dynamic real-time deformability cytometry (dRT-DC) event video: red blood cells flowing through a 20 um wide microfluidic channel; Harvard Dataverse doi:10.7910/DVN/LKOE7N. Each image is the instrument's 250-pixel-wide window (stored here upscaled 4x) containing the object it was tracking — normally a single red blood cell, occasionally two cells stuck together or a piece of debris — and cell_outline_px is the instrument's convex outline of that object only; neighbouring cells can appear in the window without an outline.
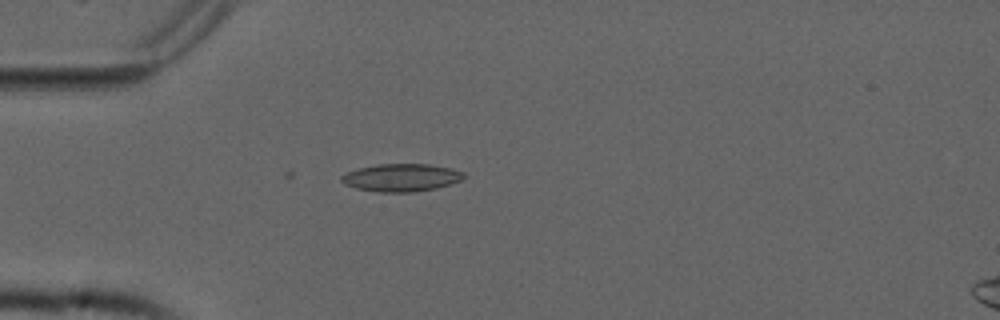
{"species": "common noctule bat (a hibernating species)", "species_latin": "Nyctalus noctula", "temperature_condition": "cold", "stored_images_in_passage": 7, "camera_frame_rate_fps": 3000, "um_per_image_px": 0.085, "animal": {"sex": "male", "forearm_length_mm": 52.5}, "frame": {"image": 1, "passage_image": 1, "time_ms": 0.0, "image_size_px": [1000, 320], "cell_outline_px": [[468, 176], [452, 184], [436, 188], [412, 192], [376, 192], [356, 188], [344, 184], [340, 180], [340, 176], [348, 172], [360, 168], [376, 164], [428, 164], [452, 168], [464, 172]], "centroid_in_image_um": [34.14, 15.09], "position_along_channel_um": 50.9, "area_um2": 19.88}}
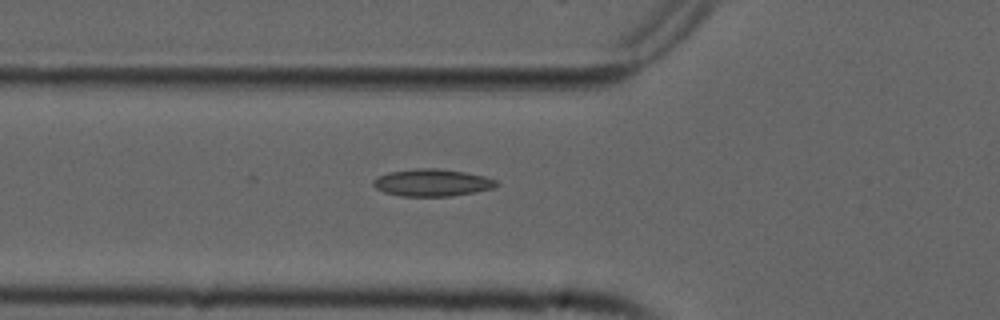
{"frame": {"image": 2, "passage_image": 5, "time_ms": 1.333, "image_size_px": [1000, 320], "cell_outline_px": [[500, 184], [492, 188], [476, 192], [452, 196], [400, 196], [384, 192], [376, 188], [372, 184], [372, 180], [376, 176], [388, 172], [416, 168], [436, 168], [464, 172], [484, 176], [496, 180]], "centroid_in_image_um": [36.7, 15.52], "position_along_channel_um": 89.1, "area_um2": 19.65}}